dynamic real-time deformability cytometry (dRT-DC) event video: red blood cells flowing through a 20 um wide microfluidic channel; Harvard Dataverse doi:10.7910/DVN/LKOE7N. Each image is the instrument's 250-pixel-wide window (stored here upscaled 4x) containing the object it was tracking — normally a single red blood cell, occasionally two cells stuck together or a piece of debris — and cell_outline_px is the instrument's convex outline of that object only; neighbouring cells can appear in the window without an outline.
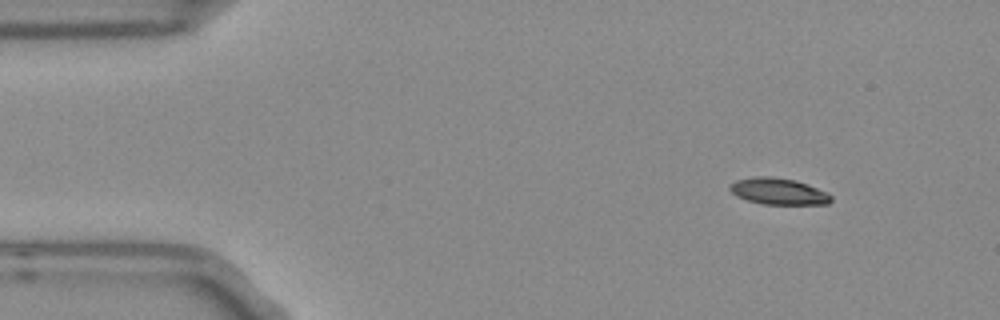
{"species": "Egyptian fruit bat (a non-hibernating species)", "species_latin": "Rousettus aegyptiacus", "temperature_condition": "room temperature", "stored_images_in_passage": 4, "camera_frame_rate_fps": 3000, "um_per_image_px": 0.085, "frame": {"image": 1, "passage_image": 1, "time_ms": 0.0, "image_size_px": [1000, 320], "cell_outline_px": [[832, 200], [828, 204], [764, 204], [748, 200], [736, 196], [728, 188], [728, 184], [736, 180], [756, 176], [772, 176], [796, 180], [808, 184], [828, 192], [832, 196]], "centroid_in_image_um": [66.17, 16.25], "position_along_channel_um": 18.8, "area_um2": 15.78}}